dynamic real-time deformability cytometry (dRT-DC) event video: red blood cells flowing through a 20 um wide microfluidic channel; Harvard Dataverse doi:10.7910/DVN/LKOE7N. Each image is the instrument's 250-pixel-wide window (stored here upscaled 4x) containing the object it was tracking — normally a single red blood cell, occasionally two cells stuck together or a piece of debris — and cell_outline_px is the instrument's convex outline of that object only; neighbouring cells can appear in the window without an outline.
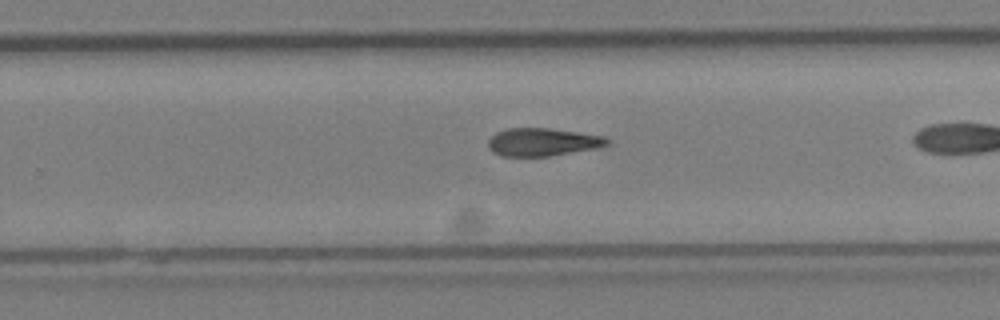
{"species": "Egyptian fruit bat (a non-hibernating species)", "species_latin": "Rousettus aegyptiacus", "temperature_condition": "cold", "stored_images_in_passage": 26, "camera_frame_rate_fps": 3000, "um_per_image_px": 0.085, "animal": {"sex": "female"}, "frame": {"image": 1, "passage_image": 20, "time_ms": 6.333, "image_size_px": [1000, 320], "cell_outline_px": [[612, 140], [608, 144], [596, 148], [548, 156], [500, 156], [492, 152], [488, 148], [488, 140], [496, 132], [508, 128], [548, 128], [608, 136]], "centroid_in_image_um": [46.13, 12.07], "position_along_channel_um": 283.7, "area_um2": 19.48}}